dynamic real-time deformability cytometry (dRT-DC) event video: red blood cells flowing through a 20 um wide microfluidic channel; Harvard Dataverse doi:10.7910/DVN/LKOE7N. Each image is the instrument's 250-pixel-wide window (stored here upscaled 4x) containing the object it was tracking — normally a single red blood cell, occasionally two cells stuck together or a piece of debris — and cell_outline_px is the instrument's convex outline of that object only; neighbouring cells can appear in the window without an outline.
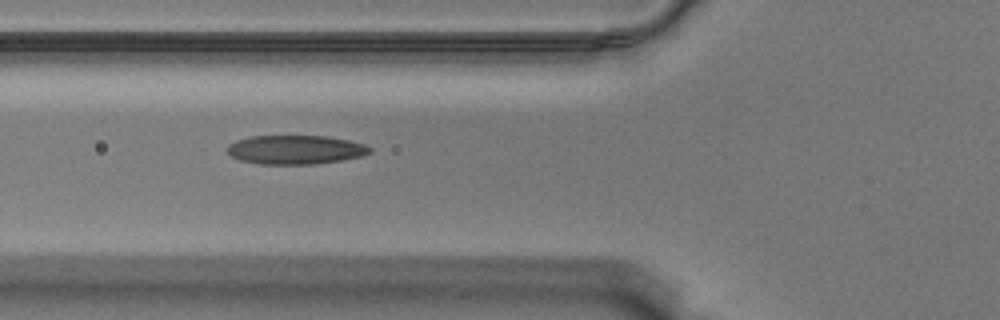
{"species": "Egyptian fruit bat (a non-hibernating species)", "species_latin": "Rousettus aegyptiacus", "temperature_condition": "warm", "stored_images_in_passage": 24, "camera_frame_rate_fps": 3000, "um_per_image_px": 0.085, "animal": {"sex": "male"}, "frame": {"image": 1, "passage_image": 4, "time_ms": 1.0, "image_size_px": [1000, 320], "cell_outline_px": [[372, 152], [364, 156], [316, 164], [260, 164], [240, 160], [232, 156], [228, 152], [228, 144], [236, 140], [252, 136], [328, 136], [348, 140], [364, 144], [372, 148]], "centroid_in_image_um": [25.14, 12.72], "position_along_channel_um": 100.7, "area_um2": 24.1}}
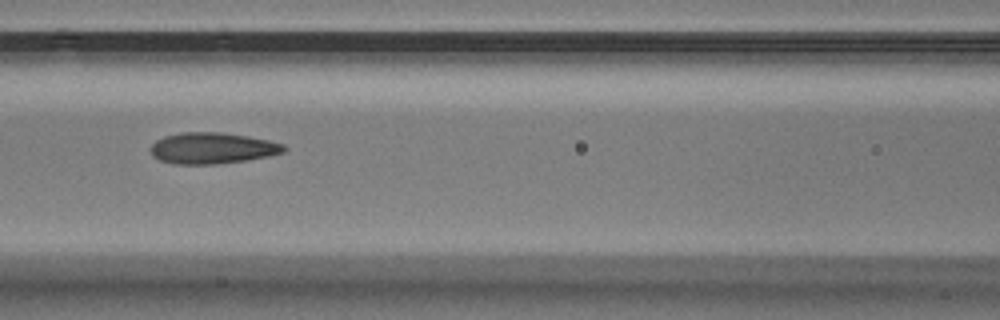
{"frame": {"image": 2, "passage_image": 8, "time_ms": 2.333, "image_size_px": [1000, 320], "cell_outline_px": [[288, 148], [284, 152], [268, 156], [244, 160], [216, 164], [176, 164], [160, 160], [152, 156], [148, 148], [156, 140], [164, 136], [180, 132], [220, 132], [248, 136], [268, 140], [284, 144]], "centroid_in_image_um": [18.02, 12.58], "position_along_channel_um": 148.6, "area_um2": 24.33}}